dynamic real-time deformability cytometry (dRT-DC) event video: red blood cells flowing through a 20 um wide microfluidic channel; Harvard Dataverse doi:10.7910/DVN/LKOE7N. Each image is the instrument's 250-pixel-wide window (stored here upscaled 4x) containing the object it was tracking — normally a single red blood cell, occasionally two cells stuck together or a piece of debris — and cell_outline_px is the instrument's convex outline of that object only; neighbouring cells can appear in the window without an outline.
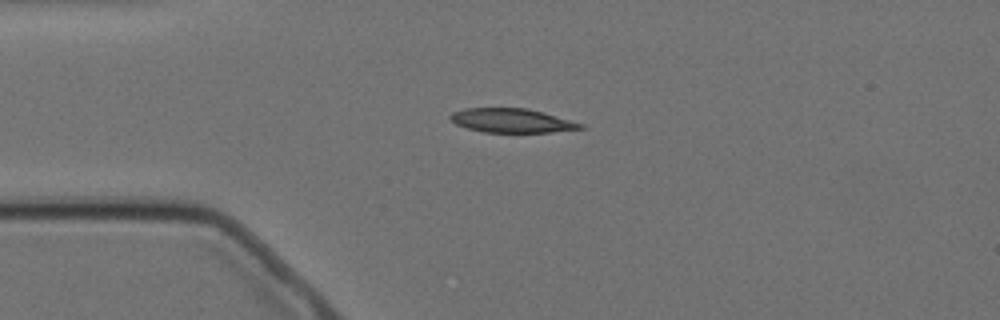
{"species": "Egyptian fruit bat (a non-hibernating species)", "species_latin": "Rousettus aegyptiacus", "temperature_condition": "cold", "stored_images_in_passage": 4, "camera_frame_rate_fps": 3000, "um_per_image_px": 0.085, "animal": {"sex": "female"}, "frame": {"image": 1, "passage_image": 1, "time_ms": 0.0, "image_size_px": [1000, 320], "cell_outline_px": [[588, 128], [552, 132], [484, 132], [468, 128], [456, 124], [448, 116], [452, 112], [464, 108], [528, 108], [584, 124]], "centroid_in_image_um": [43.51, 10.25], "position_along_channel_um": 41.5, "area_um2": 18.21}}
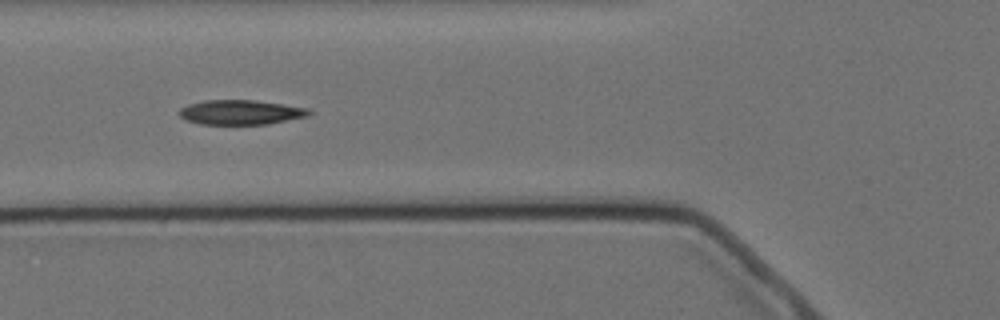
{"frame": {"image": 2, "passage_image": 3, "time_ms": 2.333, "image_size_px": [1000, 320], "cell_outline_px": [[312, 112], [308, 116], [268, 124], [200, 124], [188, 120], [180, 116], [180, 108], [188, 104], [204, 100], [256, 100], [308, 108]], "centroid_in_image_um": [20.47, 9.54], "position_along_channel_um": 105.3, "area_um2": 18.55}}
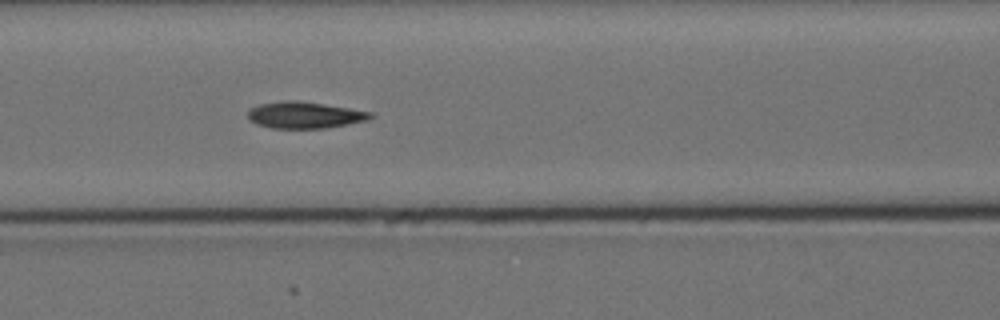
{"frame": {"image": 3, "passage_image": 4, "time_ms": 3.333, "image_size_px": [1000, 320], "cell_outline_px": [[376, 116], [368, 120], [328, 128], [272, 128], [256, 124], [248, 120], [248, 112], [252, 108], [260, 104], [284, 100], [296, 100], [324, 104], [372, 112]], "centroid_in_image_um": [25.91, 9.78], "position_along_channel_um": 140.7, "area_um2": 19.02}}